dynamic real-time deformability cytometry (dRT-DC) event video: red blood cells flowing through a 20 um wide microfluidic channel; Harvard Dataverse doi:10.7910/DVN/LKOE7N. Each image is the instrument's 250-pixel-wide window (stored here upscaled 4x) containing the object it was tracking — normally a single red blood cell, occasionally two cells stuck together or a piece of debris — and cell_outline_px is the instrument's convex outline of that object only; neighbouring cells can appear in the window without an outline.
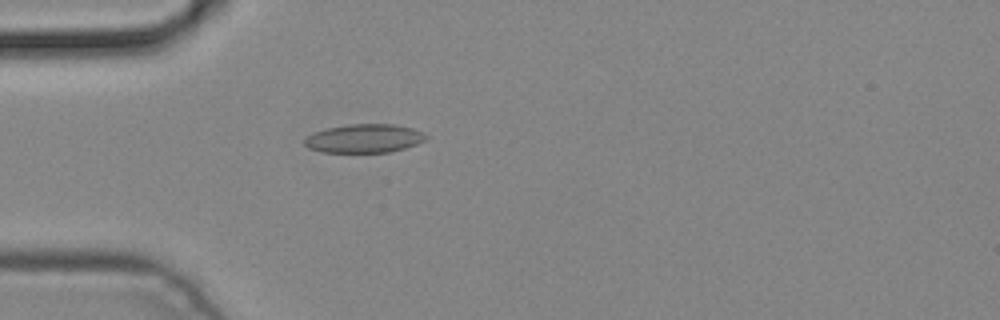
{"species": "common noctule bat (a hibernating species)", "species_latin": "Nyctalus noctula", "temperature_condition": "cold", "stored_images_in_passage": 4, "camera_frame_rate_fps": 3000, "um_per_image_px": 0.085, "animal": {"sex": "male", "body_mass_g": 19.2, "forearm_length_mm": 51.8}, "frame": {"image": 1, "passage_image": 4, "time_ms": 1.0, "image_size_px": [1000, 320], "cell_outline_px": [[428, 136], [424, 140], [416, 144], [404, 148], [388, 152], [324, 152], [308, 148], [304, 144], [304, 140], [308, 136], [324, 128], [348, 124], [396, 124], [412, 128], [424, 132]], "centroid_in_image_um": [30.97, 11.75], "position_along_channel_um": 54.0, "area_um2": 20.23}}